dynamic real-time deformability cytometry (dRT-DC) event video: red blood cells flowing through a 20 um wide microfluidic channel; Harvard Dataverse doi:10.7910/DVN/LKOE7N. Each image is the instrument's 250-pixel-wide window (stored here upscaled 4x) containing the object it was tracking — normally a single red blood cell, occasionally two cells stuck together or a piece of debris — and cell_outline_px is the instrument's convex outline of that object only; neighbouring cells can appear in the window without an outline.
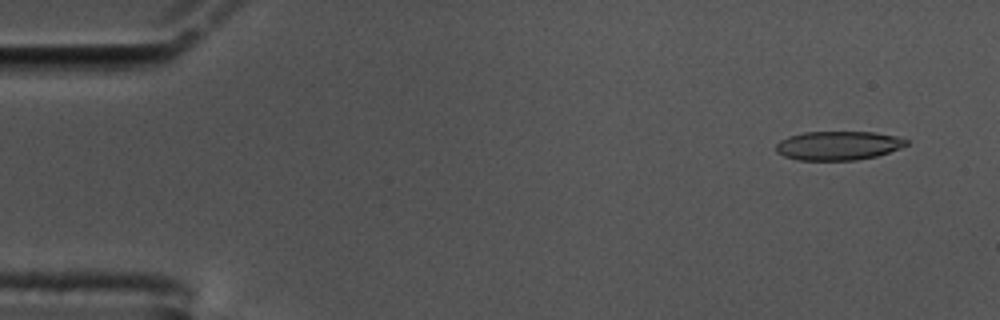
{"species": "common noctule bat (a hibernating species)", "species_latin": "Nyctalus noctula", "temperature_condition": "cold", "stored_images_in_passage": 59, "camera_frame_rate_fps": 3000, "um_per_image_px": 0.085, "animal": {"sex": "male", "body_mass_g": 17.5, "forearm_length_mm": 52.3}, "frame": {"image": 1, "passage_image": 4, "time_ms": 1.0, "image_size_px": [1000, 320], "cell_outline_px": [[908, 144], [900, 148], [876, 156], [856, 160], [796, 160], [784, 156], [776, 152], [776, 144], [780, 140], [788, 136], [804, 132], [876, 132], [896, 136], [908, 140]], "centroid_in_image_um": [71.23, 12.37], "position_along_channel_um": 13.8, "area_um2": 22.02}}
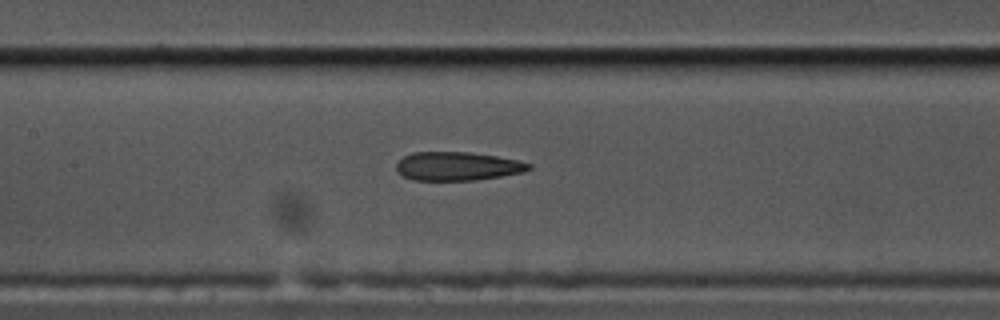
{"frame": {"image": 2, "passage_image": 27, "time_ms": 8.667, "image_size_px": [1000, 320], "cell_outline_px": [[532, 168], [524, 172], [476, 180], [412, 180], [396, 172], [396, 164], [404, 156], [412, 152], [468, 152], [496, 156], [520, 160], [532, 164]], "centroid_in_image_um": [38.89, 14.13], "position_along_channel_um": 168.5, "area_um2": 22.2}}
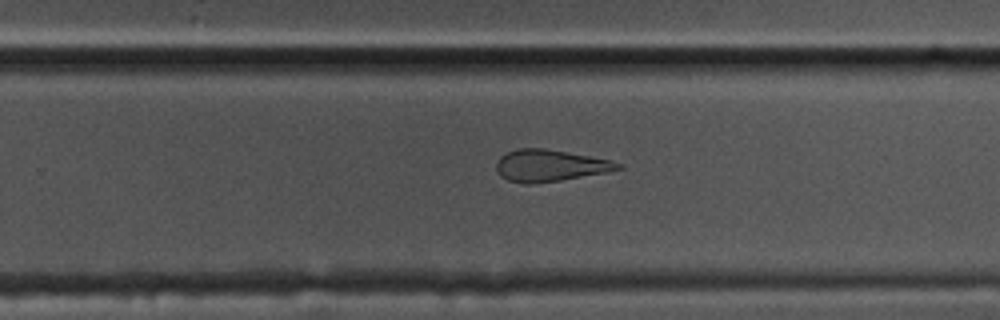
{"frame": {"image": 3, "passage_image": 37, "time_ms": 12.0, "image_size_px": [1000, 320], "cell_outline_px": [[624, 168], [608, 172], [536, 184], [524, 184], [508, 180], [500, 176], [496, 172], [496, 160], [500, 156], [508, 152], [520, 148], [544, 148], [612, 160], [624, 164]], "centroid_in_image_um": [46.74, 14.08], "position_along_channel_um": 283.1, "area_um2": 22.72}, "authors_computed_cell_mechanics": {"area_um2": 23.5246, "velocity_mm_per_s": 3.444, "shape_relaxation_time_tau1_ms": null, "shape_relaxation_time_tau2_ms": 3.8108, "deformation_change_tau1": null, "deformation_change_tau2": 0.1296}}